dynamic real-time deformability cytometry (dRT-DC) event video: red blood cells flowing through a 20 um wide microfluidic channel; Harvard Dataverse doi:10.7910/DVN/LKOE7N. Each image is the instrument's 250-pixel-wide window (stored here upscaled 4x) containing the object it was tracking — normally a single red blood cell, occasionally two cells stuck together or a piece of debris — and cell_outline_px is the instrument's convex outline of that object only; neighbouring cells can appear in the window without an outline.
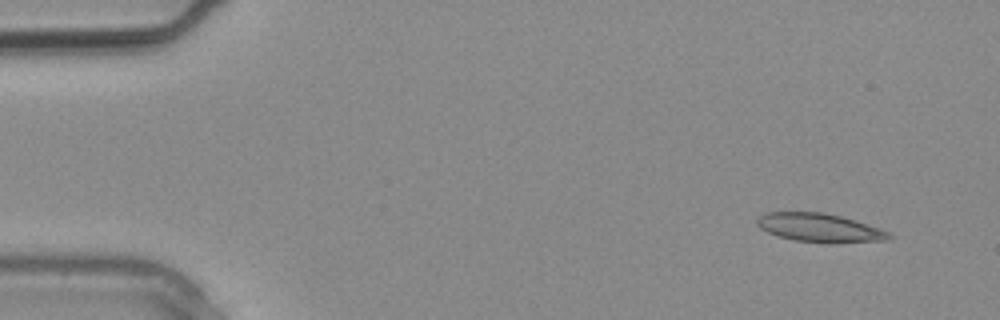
{"species": "common noctule bat (a hibernating species)", "species_latin": "Nyctalus noctula", "temperature_condition": "warm", "stored_images_in_passage": 2, "camera_frame_rate_fps": 3000, "um_per_image_px": 0.085, "animal": {"sex": "male", "body_mass_g": 20.4}, "frame": {"image": 1, "passage_image": 1, "time_ms": 0.0, "image_size_px": [1000, 320], "cell_outline_px": [[892, 236], [888, 240], [832, 244], [796, 240], [780, 236], [768, 232], [760, 228], [756, 224], [756, 220], [760, 216], [768, 212], [824, 212], [856, 220], [880, 228], [888, 232]], "centroid_in_image_um": [69.7, 19.36], "position_along_channel_um": 15.3, "area_um2": 22.08}}
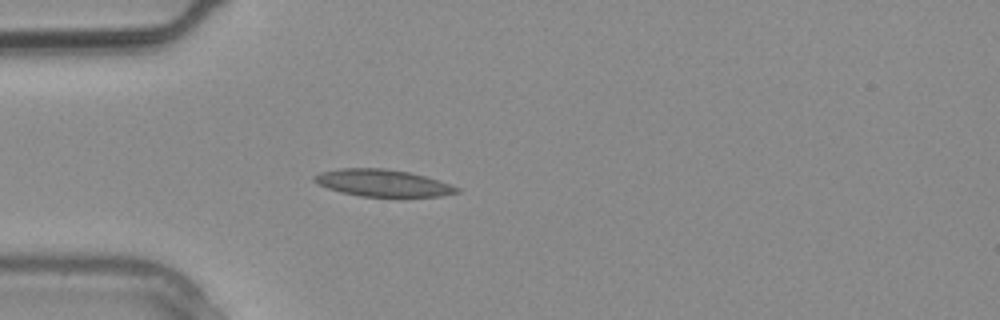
{"frame": {"image": 2, "passage_image": 2, "time_ms": 0.333, "image_size_px": [1000, 320], "cell_outline_px": [[460, 192], [440, 196], [360, 196], [340, 192], [316, 184], [312, 180], [312, 176], [320, 172], [340, 168], [384, 168], [408, 172], [424, 176], [460, 188]], "centroid_in_image_um": [32.45, 15.55], "position_along_channel_um": 52.5, "area_um2": 22.25}}